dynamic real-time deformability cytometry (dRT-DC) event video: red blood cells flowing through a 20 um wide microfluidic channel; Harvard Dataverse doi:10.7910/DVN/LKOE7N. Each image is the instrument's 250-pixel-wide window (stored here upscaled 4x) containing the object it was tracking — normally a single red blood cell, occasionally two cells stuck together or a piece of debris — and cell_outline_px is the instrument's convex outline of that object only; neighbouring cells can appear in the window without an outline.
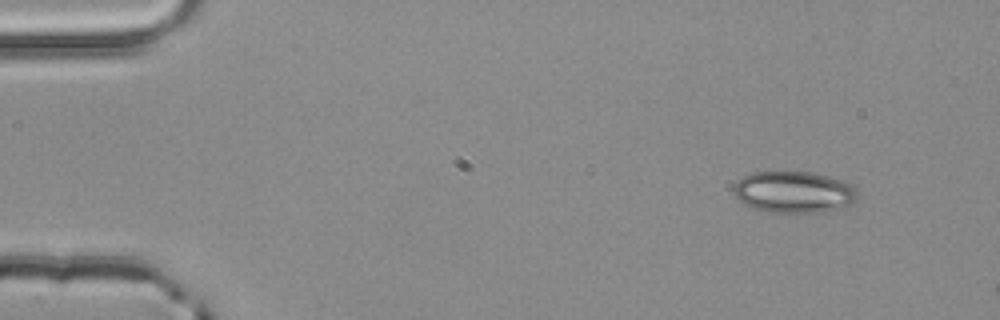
{"species": "common noctule bat (a hibernating species)", "species_latin": "Nyctalus noctula", "temperature_condition": "room temperature", "stored_images_in_passage": 2, "camera_frame_rate_fps": 3000, "um_per_image_px": 0.085, "animal": {"sex": "male", "body_mass_g": 20.4}, "frame": {"image": 1, "passage_image": 1, "time_ms": 0.0, "image_size_px": [1000, 320], "cell_outline_px": [[856, 200], [848, 208], [824, 212], [768, 212], [744, 204], [736, 200], [732, 192], [732, 188], [736, 180], [752, 172], [812, 172], [828, 176], [840, 180], [856, 188]], "centroid_in_image_um": [67.45, 16.33], "position_along_channel_um": 17.5, "area_um2": 30.35}}